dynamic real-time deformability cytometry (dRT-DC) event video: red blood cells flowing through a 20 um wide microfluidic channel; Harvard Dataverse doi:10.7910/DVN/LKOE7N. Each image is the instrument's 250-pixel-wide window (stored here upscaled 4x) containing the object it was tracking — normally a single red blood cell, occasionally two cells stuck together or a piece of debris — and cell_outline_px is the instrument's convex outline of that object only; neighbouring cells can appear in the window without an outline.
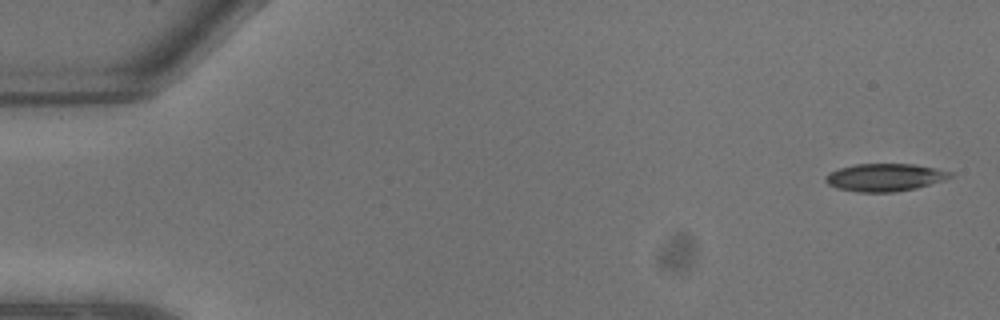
{"species": "common noctule bat (a hibernating species)", "species_latin": "Nyctalus noctula", "temperature_condition": "warm", "stored_images_in_passage": 7, "camera_frame_rate_fps": 3000, "um_per_image_px": 0.085, "animal": {"sex": "male", "body_mass_g": 13.3}, "frame": {"image": 1, "passage_image": 1, "time_ms": 0.0, "image_size_px": [1000, 320], "cell_outline_px": [[956, 176], [944, 180], [916, 188], [896, 192], [856, 192], [836, 188], [828, 184], [824, 180], [824, 176], [828, 172], [840, 168], [856, 164], [912, 164], [936, 168], [952, 172]], "centroid_in_image_um": [75.2, 15.08], "position_along_channel_um": 9.8, "area_um2": 20.29}}
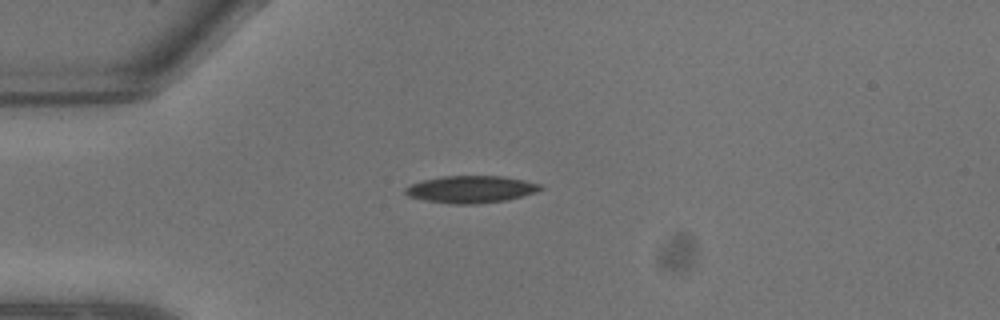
{"frame": {"image": 2, "passage_image": 6, "time_ms": 1.667, "image_size_px": [1000, 320], "cell_outline_px": [[544, 188], [536, 192], [508, 200], [476, 204], [448, 204], [424, 200], [408, 196], [404, 192], [404, 188], [412, 184], [424, 180], [444, 176], [500, 176], [524, 180], [540, 184]], "centroid_in_image_um": [40.03, 16.1], "position_along_channel_um": 45.0, "area_um2": 21.39}}